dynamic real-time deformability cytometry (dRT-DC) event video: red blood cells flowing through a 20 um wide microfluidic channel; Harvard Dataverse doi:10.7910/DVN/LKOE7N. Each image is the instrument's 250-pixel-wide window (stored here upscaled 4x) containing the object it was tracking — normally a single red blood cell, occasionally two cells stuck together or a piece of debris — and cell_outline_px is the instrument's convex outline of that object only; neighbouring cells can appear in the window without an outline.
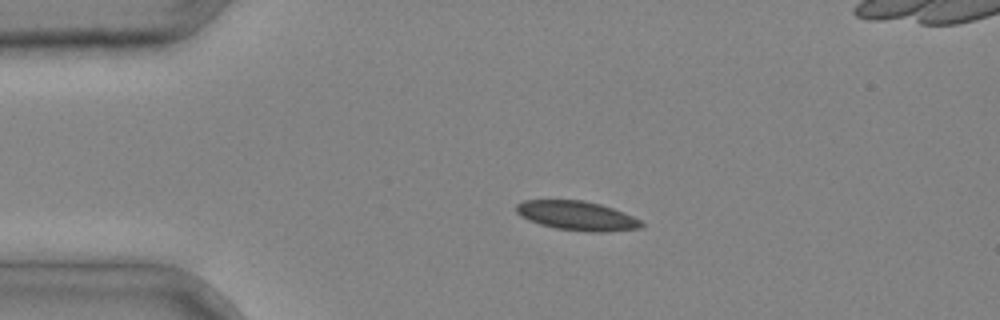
{"species": "common noctule bat (a hibernating species)", "species_latin": "Nyctalus noctula", "temperature_condition": "cold", "stored_images_in_passage": 4, "camera_frame_rate_fps": 3000, "um_per_image_px": 0.085, "animal": {"sex": "male", "body_mass_g": 20.4}, "frame": {"image": 1, "passage_image": 2, "time_ms": 0.333, "image_size_px": [1000, 320], "cell_outline_px": [[644, 224], [640, 228], [600, 232], [596, 232], [556, 228], [540, 224], [520, 216], [516, 212], [516, 204], [524, 200], [584, 200], [600, 204], [612, 208], [632, 216], [640, 220]], "centroid_in_image_um": [49.01, 18.32], "position_along_channel_um": 36.0, "area_um2": 21.04}}